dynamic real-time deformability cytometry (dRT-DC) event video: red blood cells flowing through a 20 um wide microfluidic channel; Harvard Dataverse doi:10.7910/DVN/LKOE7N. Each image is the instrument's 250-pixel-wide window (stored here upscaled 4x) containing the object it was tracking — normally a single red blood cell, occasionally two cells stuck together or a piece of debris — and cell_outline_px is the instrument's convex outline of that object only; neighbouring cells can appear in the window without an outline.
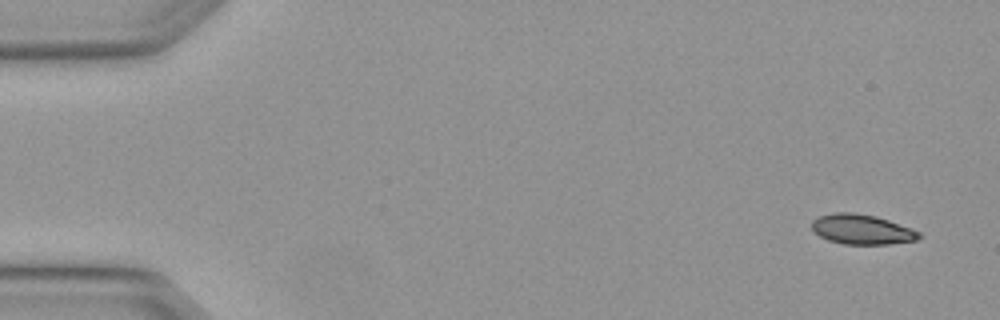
{"species": "Egyptian fruit bat (a non-hibernating species)", "species_latin": "Rousettus aegyptiacus", "temperature_condition": "warm", "stored_images_in_passage": 5, "camera_frame_rate_fps": 3000, "um_per_image_px": 0.085, "animal": {"sex": "female"}, "frame": {"image": 1, "passage_image": 1, "time_ms": 0.0, "image_size_px": [1000, 320], "cell_outline_px": [[924, 236], [916, 240], [888, 244], [844, 244], [828, 240], [820, 236], [812, 228], [812, 220], [816, 216], [836, 212], [852, 212], [876, 216], [912, 228], [920, 232]], "centroid_in_image_um": [73.27, 19.49], "position_along_channel_um": 11.7, "area_um2": 18.79}}
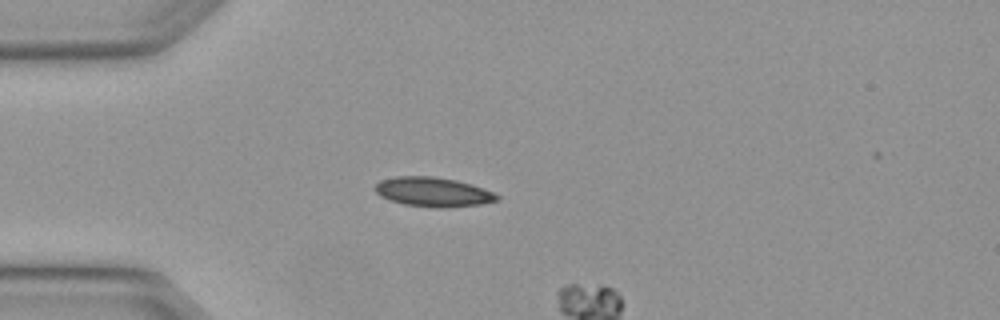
{"frame": {"image": 2, "passage_image": 4, "time_ms": 1.0, "image_size_px": [1000, 320], "cell_outline_px": [[500, 200], [480, 204], [436, 208], [404, 204], [380, 196], [372, 188], [380, 180], [396, 176], [432, 176], [456, 180], [492, 192], [500, 196]], "centroid_in_image_um": [36.76, 16.31], "position_along_channel_um": 48.2, "area_um2": 20.63}}